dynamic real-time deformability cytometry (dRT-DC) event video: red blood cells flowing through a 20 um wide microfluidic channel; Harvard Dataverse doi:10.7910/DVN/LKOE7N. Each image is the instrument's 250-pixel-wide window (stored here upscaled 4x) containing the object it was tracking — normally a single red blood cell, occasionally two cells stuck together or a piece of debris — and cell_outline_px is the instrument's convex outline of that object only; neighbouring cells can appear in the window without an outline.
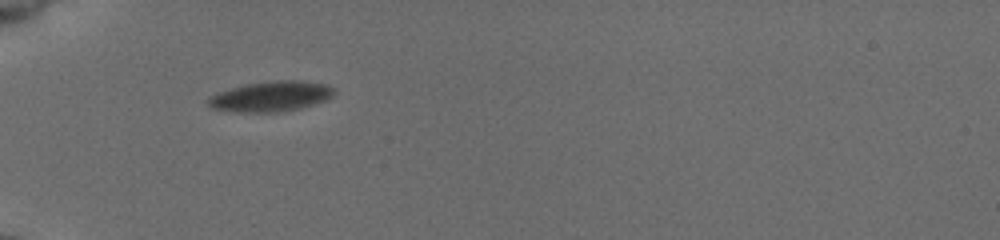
{"species": "common noctule bat (a hibernating species)", "species_latin": "Nyctalus noctula", "temperature_condition": "cold", "stored_images_in_passage": 37, "camera_frame_rate_fps": 3000, "um_per_image_px": 0.085, "animal": {"sex": "female", "body_mass_g": 19.5, "forearm_length_mm": 54.1}, "frame": {"image": 1, "passage_image": 1, "time_ms": 0.0, "image_size_px": [1000, 240], "cell_outline_px": [[332, 92], [324, 100], [300, 108], [284, 112], [236, 112], [212, 108], [208, 104], [208, 100], [212, 96], [220, 92], [232, 88], [248, 84], [288, 80], [296, 80], [324, 84], [332, 88]], "centroid_in_image_um": [22.98, 8.22], "position_along_channel_um": 62.0, "area_um2": 21.39}}
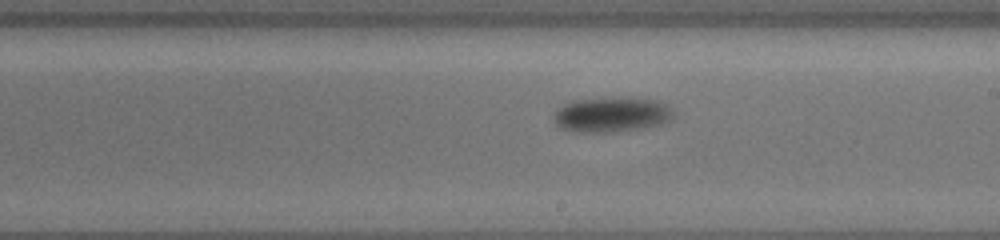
{"frame": {"image": 2, "passage_image": 16, "time_ms": 5.0, "image_size_px": [1000, 240], "cell_outline_px": [[672, 116], [668, 120], [656, 124], [628, 128], [596, 132], [580, 132], [564, 128], [556, 120], [556, 112], [560, 108], [572, 100], [656, 100], [664, 104], [672, 112]], "centroid_in_image_um": [51.94, 9.75], "position_along_channel_um": 237.1, "area_um2": 21.96}}
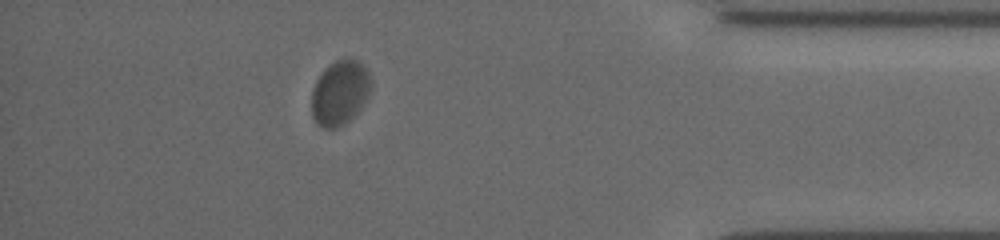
{"frame": {"image": 3, "passage_image": 32, "time_ms": 10.333, "image_size_px": [1000, 240], "cell_outline_px": [[368, 92], [360, 108], [344, 124], [336, 128], [324, 128], [316, 124], [312, 116], [312, 88], [316, 80], [336, 60], [356, 60], [368, 72]], "centroid_in_image_um": [28.82, 7.94], "position_along_channel_um": 406.4, "area_um2": 21.39}, "authors_computed_cell_mechanics": {"area_um2": 21.9062, "velocity_mm_per_s": 3.748, "shape_relaxation_time_tau1_ms": 1.8118, "shape_relaxation_time_tau2_ms": null, "deformation_change_tau1": 0.0558, "deformation_change_tau2": null}}